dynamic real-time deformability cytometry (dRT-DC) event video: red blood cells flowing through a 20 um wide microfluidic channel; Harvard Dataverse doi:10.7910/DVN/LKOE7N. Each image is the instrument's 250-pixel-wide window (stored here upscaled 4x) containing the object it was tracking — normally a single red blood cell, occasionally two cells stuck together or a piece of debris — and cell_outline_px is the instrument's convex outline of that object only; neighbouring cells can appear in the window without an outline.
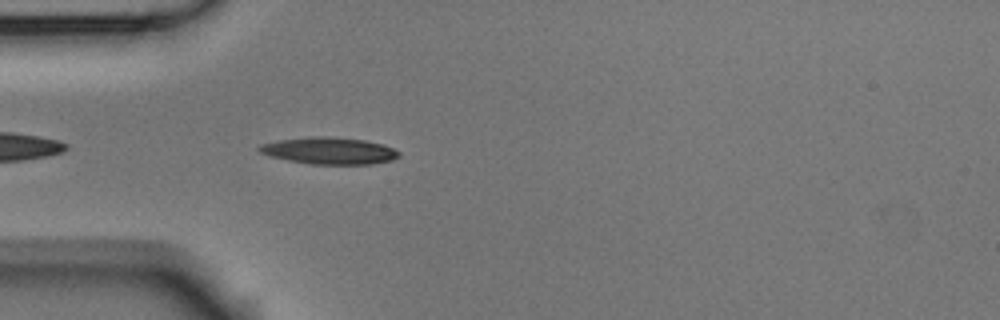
{"species": "Egyptian fruit bat (a non-hibernating species)", "species_latin": "Rousettus aegyptiacus", "temperature_condition": "room temperature", "stored_images_in_passage": 3, "camera_frame_rate_fps": 3000, "um_per_image_px": 0.085, "animal": {"sex": "male"}, "frame": {"image": 1, "passage_image": 3, "time_ms": 0.667, "image_size_px": [1000, 320], "cell_outline_px": [[400, 156], [392, 160], [372, 164], [312, 164], [288, 160], [268, 156], [260, 152], [256, 148], [260, 144], [280, 140], [308, 136], [328, 136], [364, 140], [384, 144], [400, 152]], "centroid_in_image_um": [27.97, 12.81], "position_along_channel_um": 57.0, "area_um2": 21.96}}